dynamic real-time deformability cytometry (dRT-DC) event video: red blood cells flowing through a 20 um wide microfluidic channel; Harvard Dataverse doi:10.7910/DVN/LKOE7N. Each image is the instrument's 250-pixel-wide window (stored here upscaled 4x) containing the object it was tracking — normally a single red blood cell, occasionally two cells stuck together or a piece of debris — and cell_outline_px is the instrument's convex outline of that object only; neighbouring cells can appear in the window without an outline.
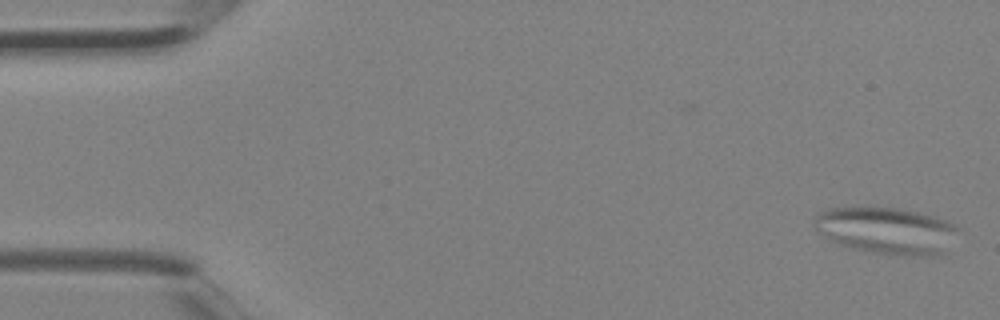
{"species": "Egyptian fruit bat (a non-hibernating species)", "species_latin": "Rousettus aegyptiacus", "temperature_condition": "room temperature", "stored_images_in_passage": 3, "camera_frame_rate_fps": 3000, "um_per_image_px": 0.085, "animal": {"sex": "female"}, "frame": {"image": 1, "passage_image": 1, "time_ms": 0.0, "image_size_px": [1000, 320], "cell_outline_px": [[956, 228], [944, 252], [940, 256], [904, 256], [876, 252], [852, 248], [840, 244], [816, 232], [816, 216], [820, 212], [828, 208], [896, 208], [920, 212], [936, 216], [948, 220]], "centroid_in_image_um": [75.36, 19.6], "position_along_channel_um": 9.6, "area_um2": 38.55}}